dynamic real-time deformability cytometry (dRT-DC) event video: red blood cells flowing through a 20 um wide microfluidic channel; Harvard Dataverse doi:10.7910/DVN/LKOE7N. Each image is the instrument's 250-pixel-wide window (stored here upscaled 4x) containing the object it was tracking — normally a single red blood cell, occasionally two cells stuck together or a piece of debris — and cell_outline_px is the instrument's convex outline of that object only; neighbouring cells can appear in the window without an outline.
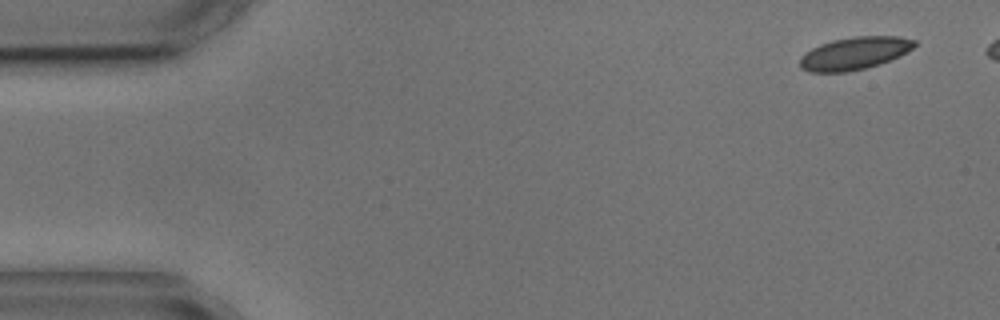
{"species": "common noctule bat (a hibernating species)", "species_latin": "Nyctalus noctula", "temperature_condition": "cold", "stored_images_in_passage": 4, "camera_frame_rate_fps": 3000, "um_per_image_px": 0.085, "animal": {"sex": "male", "body_mass_g": 17.9, "forearm_length_mm": 54.2}, "frame": {"image": 1, "passage_image": 1, "time_ms": 0.0, "image_size_px": [1000, 320], "cell_outline_px": [[916, 44], [912, 48], [900, 56], [880, 64], [848, 72], [808, 72], [800, 68], [800, 56], [812, 48], [820, 44], [832, 40], [852, 36], [900, 36], [916, 40]], "centroid_in_image_um": [72.62, 4.53], "position_along_channel_um": 12.4, "area_um2": 21.91}}